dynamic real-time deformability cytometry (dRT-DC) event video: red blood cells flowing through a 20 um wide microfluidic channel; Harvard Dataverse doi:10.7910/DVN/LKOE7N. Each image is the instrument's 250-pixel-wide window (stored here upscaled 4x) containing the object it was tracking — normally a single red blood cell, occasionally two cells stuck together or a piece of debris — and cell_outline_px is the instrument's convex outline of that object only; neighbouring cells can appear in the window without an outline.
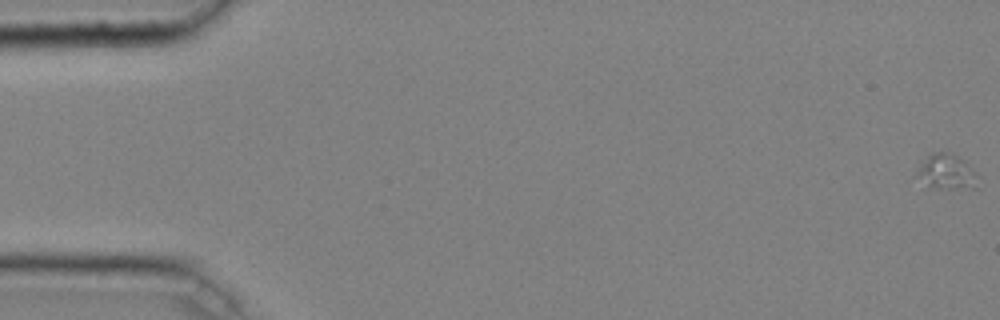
{"species": "common noctule bat (a hibernating species)", "species_latin": "Nyctalus noctula", "temperature_condition": "cold", "stored_images_in_passage": 15, "camera_frame_rate_fps": 3000, "um_per_image_px": 0.085, "animal": {"sex": "male", "body_mass_g": 20.4}, "frame": {"image": 1, "passage_image": 1, "time_ms": 0.0, "image_size_px": [1000, 320], "cell_outline_px": [[976, 188], [940, 188], [928, 184], [916, 176], [920, 164], [928, 156], [936, 152], [948, 152], [956, 156], [976, 176]], "centroid_in_image_um": [80.41, 14.61], "position_along_channel_um": 4.6, "area_um2": 11.5}}